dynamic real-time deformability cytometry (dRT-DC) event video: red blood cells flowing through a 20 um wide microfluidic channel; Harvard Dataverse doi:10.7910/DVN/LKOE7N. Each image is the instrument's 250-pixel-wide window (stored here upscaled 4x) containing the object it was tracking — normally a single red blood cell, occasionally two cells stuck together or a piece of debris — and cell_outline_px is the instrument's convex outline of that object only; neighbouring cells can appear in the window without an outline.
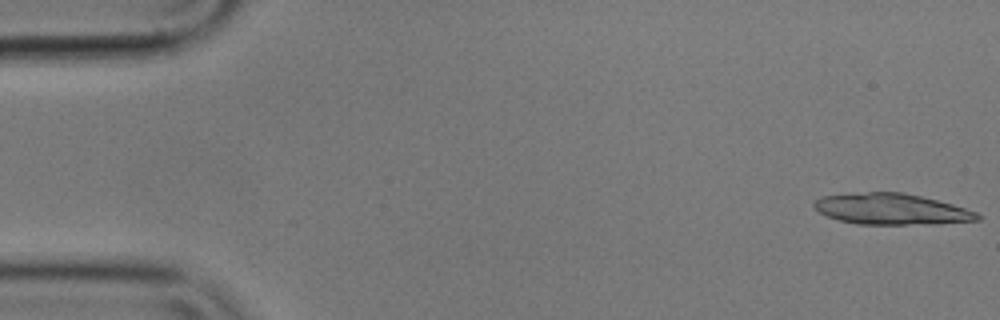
{"species": "common noctule bat (a hibernating species)", "species_latin": "Nyctalus noctula", "temperature_condition": "cold", "stored_images_in_passage": 47, "camera_frame_rate_fps": 3000, "um_per_image_px": 0.085, "animal": {"sex": "male", "body_mass_g": 17.9}, "frame": {"image": 1, "passage_image": 1, "time_ms": 0.0, "image_size_px": [1000, 320], "cell_outline_px": [[980, 220], [932, 224], [856, 224], [840, 220], [828, 216], [820, 212], [812, 204], [820, 196], [868, 192], [904, 192], [952, 204], [976, 212], [980, 216]], "centroid_in_image_um": [75.77, 17.77], "position_along_channel_um": 9.2, "area_um2": 29.25}}
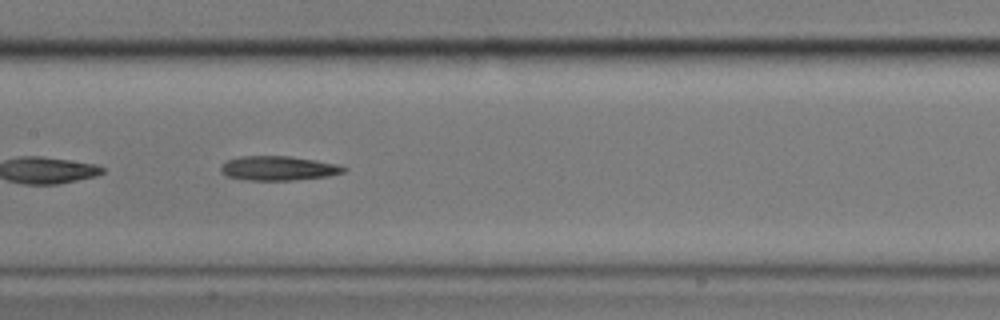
{"frame": {"image": 2, "passage_image": 27, "time_ms": 8.667, "image_size_px": [1000, 320], "cell_outline_px": [[348, 168], [344, 172], [328, 176], [292, 180], [244, 180], [228, 176], [220, 172], [220, 168], [228, 160], [236, 156], [288, 156], [316, 160], [336, 164]], "centroid_in_image_um": [23.64, 14.3], "position_along_channel_um": 183.8, "area_um2": 17.4}}
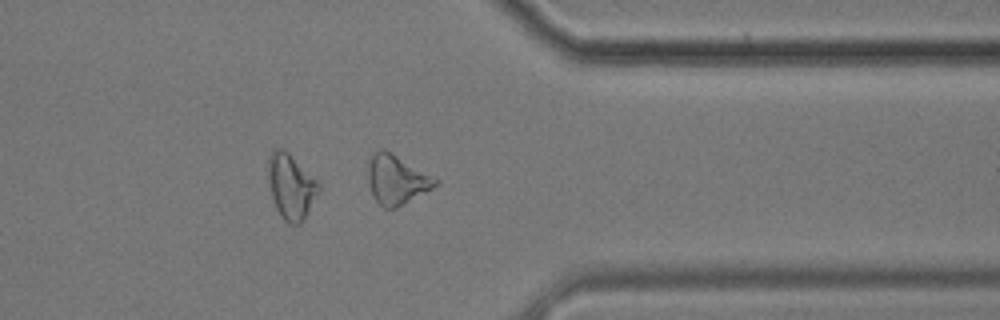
{"frame": {"image": 3, "passage_image": 44, "time_ms": 14.333, "image_size_px": [1000, 320], "cell_outline_px": [[440, 180], [432, 188], [396, 208], [384, 208], [372, 196], [368, 184], [368, 164], [372, 156], [380, 148], [384, 148]], "centroid_in_image_um": [33.68, 15.26], "position_along_channel_um": 377.7, "area_um2": 19.13}, "authors_computed_cell_mechanics": {"area_um2": 17.9758, "velocity_mm_per_s": 3.5452, "shape_relaxation_time_tau1_ms": null, "shape_relaxation_time_tau2_ms": 9.5886, "deformation_change_tau1": null, "deformation_change_tau2": 0.286}}